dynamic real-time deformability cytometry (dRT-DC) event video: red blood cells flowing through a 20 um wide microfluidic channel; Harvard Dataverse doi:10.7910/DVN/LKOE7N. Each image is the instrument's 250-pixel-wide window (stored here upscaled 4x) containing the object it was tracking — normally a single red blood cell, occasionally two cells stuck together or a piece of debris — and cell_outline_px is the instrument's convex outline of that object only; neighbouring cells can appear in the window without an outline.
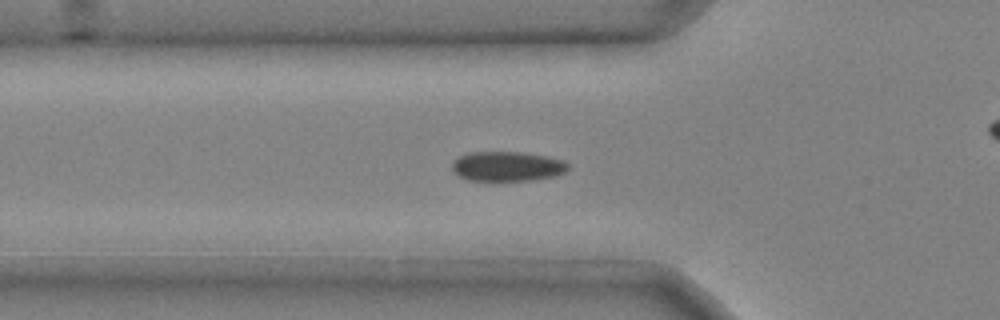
{"species": "common noctule bat (a hibernating species)", "species_latin": "Nyctalus noctula", "temperature_condition": "cold", "stored_images_in_passage": 41, "camera_frame_rate_fps": 3000, "um_per_image_px": 0.085, "animal": {"sex": "male", "body_mass_g": 20.4}, "frame": {"image": 1, "passage_image": 16, "time_ms": 5.0, "image_size_px": [1000, 320], "cell_outline_px": [[568, 168], [564, 172], [556, 176], [532, 180], [468, 180], [460, 176], [452, 168], [452, 160], [468, 152], [520, 152], [544, 156], [564, 160], [568, 164]], "centroid_in_image_um": [43.11, 14.13], "position_along_channel_um": 82.7, "area_um2": 19.94}}
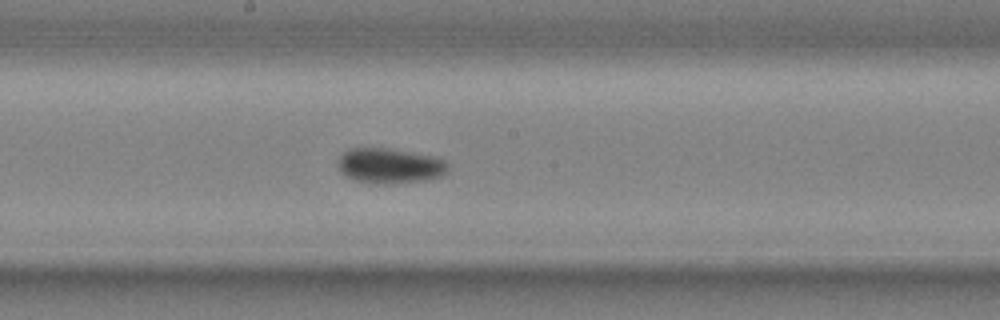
{"frame": {"image": 2, "passage_image": 26, "time_ms": 8.333, "image_size_px": [1000, 320], "cell_outline_px": [[448, 172], [444, 176], [428, 180], [392, 184], [368, 184], [356, 180], [348, 176], [340, 168], [336, 160], [348, 148], [384, 148], [436, 156], [444, 160], [448, 164]], "centroid_in_image_um": [33.18, 14.11], "position_along_channel_um": 215.0, "area_um2": 22.83}}
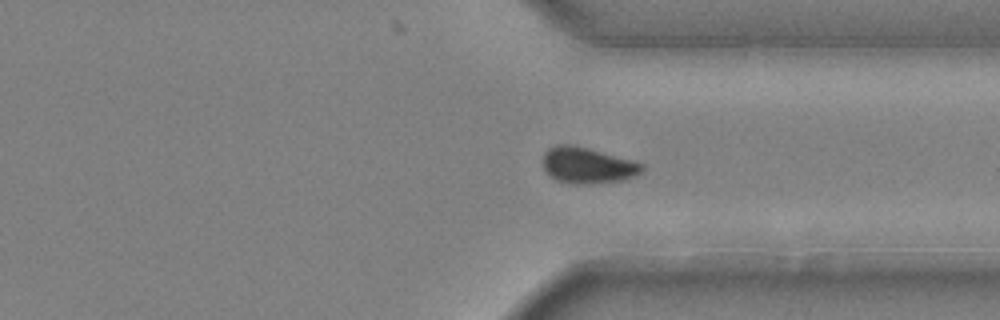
{"frame": {"image": 3, "passage_image": 37, "time_ms": 12.0, "image_size_px": [1000, 320], "cell_outline_px": [[644, 168], [636, 176], [624, 180], [600, 184], [572, 184], [556, 180], [548, 176], [544, 168], [544, 152], [548, 148], [556, 144], [572, 144], [636, 160], [644, 164]], "centroid_in_image_um": [49.97, 14.06], "position_along_channel_um": 361.4, "area_um2": 21.39}}